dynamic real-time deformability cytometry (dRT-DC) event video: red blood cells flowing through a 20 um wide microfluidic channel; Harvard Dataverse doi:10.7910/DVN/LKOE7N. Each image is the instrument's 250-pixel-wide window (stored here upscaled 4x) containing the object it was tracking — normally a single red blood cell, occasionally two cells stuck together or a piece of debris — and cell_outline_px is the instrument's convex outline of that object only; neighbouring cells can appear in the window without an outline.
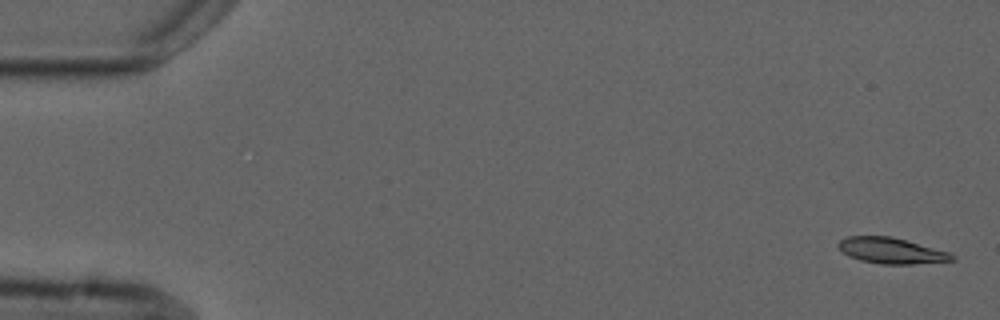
{"species": "common noctule bat (a hibernating species)", "species_latin": "Nyctalus noctula", "temperature_condition": "cold", "stored_images_in_passage": 5, "camera_frame_rate_fps": 3000, "um_per_image_px": 0.085, "animal": {"sex": "male", "forearm_length_mm": 52.5}, "frame": {"image": 1, "passage_image": 1, "time_ms": 0.0, "image_size_px": [1000, 320], "cell_outline_px": [[956, 260], [912, 264], [880, 264], [860, 260], [848, 256], [836, 244], [840, 240], [848, 236], [892, 236], [952, 252], [956, 256]], "centroid_in_image_um": [75.82, 21.3], "position_along_channel_um": 9.2, "area_um2": 17.34}}
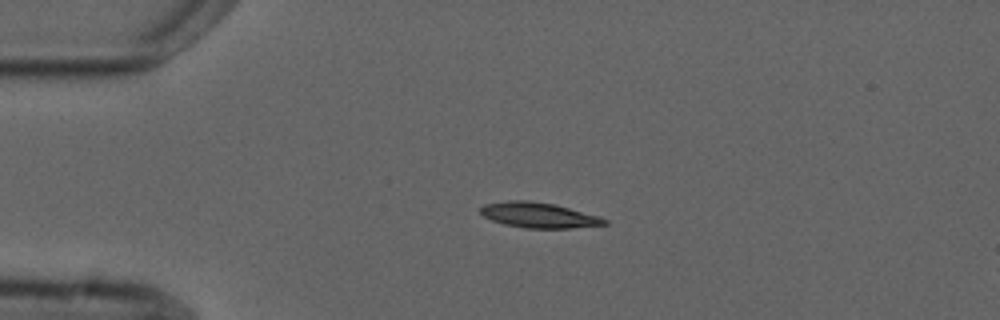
{"frame": {"image": 2, "passage_image": 4, "time_ms": 3.667, "image_size_px": [1000, 320], "cell_outline_px": [[608, 224], [572, 228], [524, 228], [504, 224], [492, 220], [484, 216], [480, 212], [480, 208], [484, 204], [508, 200], [528, 200], [552, 204], [600, 216], [608, 220]], "centroid_in_image_um": [45.79, 18.29], "position_along_channel_um": 39.2, "area_um2": 18.21}}